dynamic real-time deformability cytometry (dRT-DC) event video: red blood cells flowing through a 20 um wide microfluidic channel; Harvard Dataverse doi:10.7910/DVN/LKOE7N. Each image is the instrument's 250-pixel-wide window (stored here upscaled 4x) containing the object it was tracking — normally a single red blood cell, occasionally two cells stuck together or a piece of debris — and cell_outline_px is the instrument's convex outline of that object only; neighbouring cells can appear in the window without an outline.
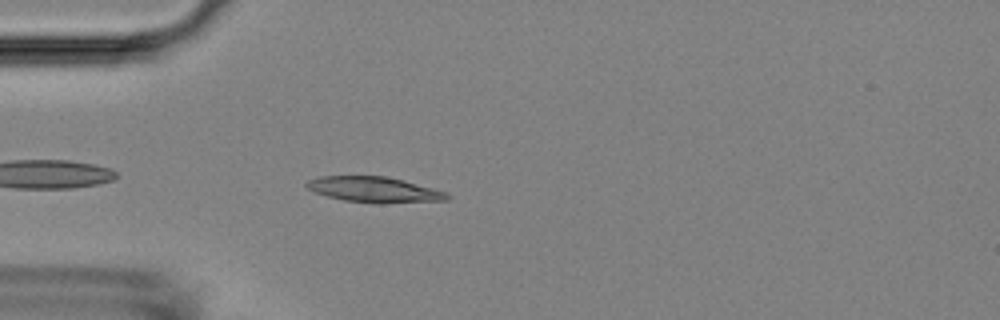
{"species": "Egyptian fruit bat (a non-hibernating species)", "species_latin": "Rousettus aegyptiacus", "temperature_condition": "room temperature", "stored_images_in_passage": 32, "camera_frame_rate_fps": 3000, "um_per_image_px": 0.085, "animal": {"sex": "female"}, "frame": {"image": 1, "passage_image": 3, "time_ms": 0.667, "image_size_px": [1000, 320], "cell_outline_px": [[452, 196], [448, 200], [384, 204], [376, 204], [344, 200], [328, 196], [316, 192], [308, 188], [304, 184], [308, 180], [320, 176], [384, 176], [404, 180], [448, 192]], "centroid_in_image_um": [31.88, 16.13], "position_along_channel_um": 53.1, "area_um2": 21.15}}
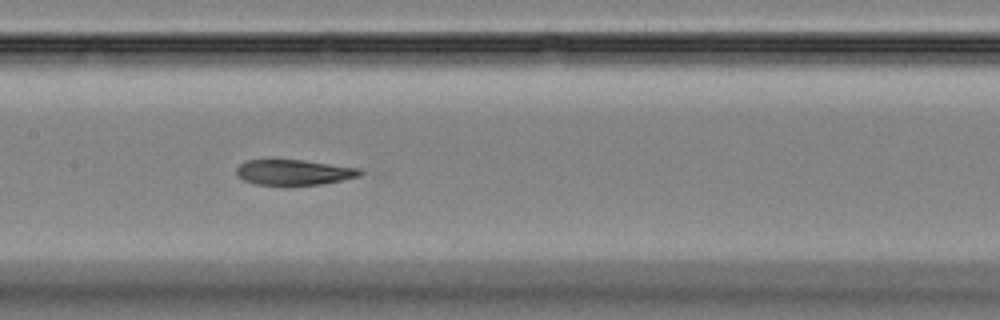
{"frame": {"image": 2, "passage_image": 14, "time_ms": 4.333, "image_size_px": [1000, 320], "cell_outline_px": [[368, 172], [360, 176], [320, 184], [284, 188], [280, 188], [252, 184], [236, 176], [236, 168], [244, 160], [304, 160], [360, 168]], "centroid_in_image_um": [24.95, 14.69], "position_along_channel_um": 182.4, "area_um2": 19.31}}
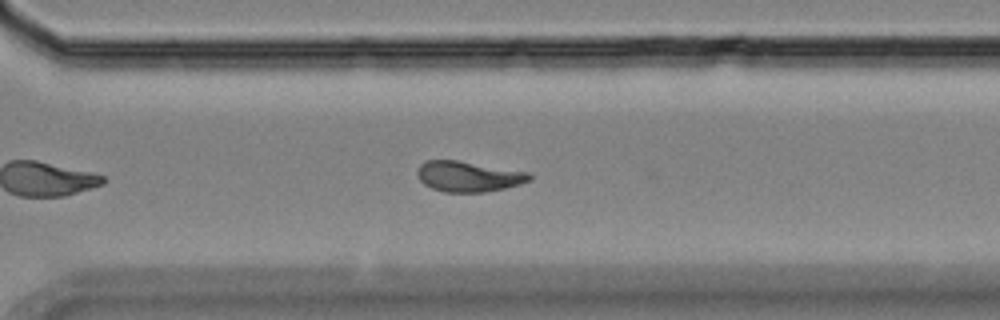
{"frame": {"image": 3, "passage_image": 26, "time_ms": 8.333, "image_size_px": [1000, 320], "cell_outline_px": [[532, 180], [520, 184], [504, 188], [484, 192], [444, 192], [432, 188], [424, 184], [416, 176], [416, 172], [420, 164], [428, 160], [456, 160], [528, 172], [532, 176]], "centroid_in_image_um": [39.79, 15.0], "position_along_channel_um": 330.8, "area_um2": 19.88}, "authors_computed_cell_mechanics": {"area_um2": 19.5653, "velocity_mm_per_s": 3.7176, "shape_relaxation_time_tau1_ms": null, "shape_relaxation_time_tau2_ms": 2.4306, "deformation_change_tau1": null, "deformation_change_tau2": 0.0829}}